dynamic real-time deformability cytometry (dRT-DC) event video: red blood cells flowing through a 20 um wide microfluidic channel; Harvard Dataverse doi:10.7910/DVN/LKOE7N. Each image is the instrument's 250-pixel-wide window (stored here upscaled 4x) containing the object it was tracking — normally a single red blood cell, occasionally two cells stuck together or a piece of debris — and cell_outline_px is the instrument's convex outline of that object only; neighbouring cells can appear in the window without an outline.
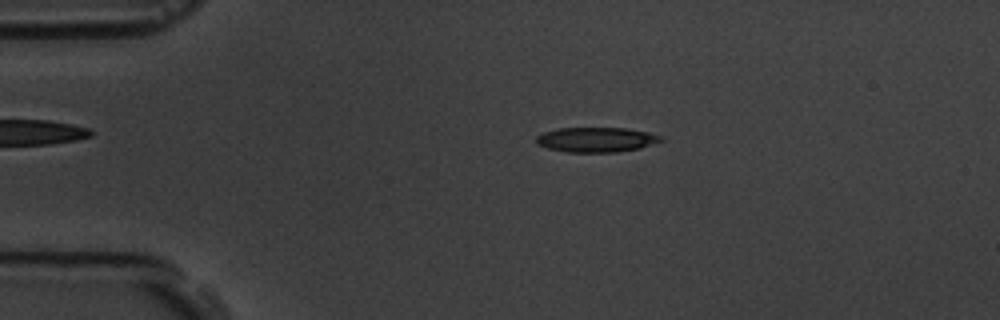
{"species": "common noctule bat (a hibernating species)", "species_latin": "Nyctalus noctula", "temperature_condition": "room temperature", "stored_images_in_passage": 47, "camera_frame_rate_fps": 3000, "um_per_image_px": 0.085, "animal": {"sex": "male", "body_mass_g": 19.5, "forearm_length_mm": 54.6}, "frame": {"image": 1, "passage_image": 3, "time_ms": 0.667, "image_size_px": [1000, 320], "cell_outline_px": [[664, 140], [640, 148], [616, 152], [568, 152], [548, 148], [536, 144], [536, 136], [544, 132], [560, 128], [628, 128], [648, 132], [660, 136]], "centroid_in_image_um": [50.68, 11.87], "position_along_channel_um": 34.3, "area_um2": 17.98}}
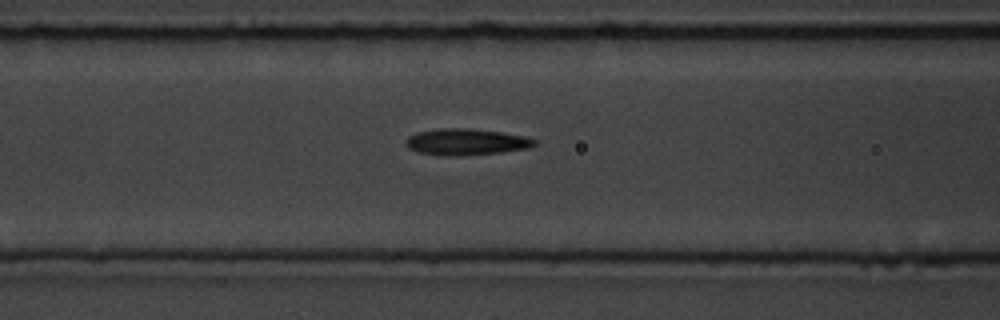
{"frame": {"image": 2, "passage_image": 14, "time_ms": 4.333, "image_size_px": [1000, 320], "cell_outline_px": [[536, 144], [532, 148], [500, 152], [460, 156], [444, 156], [416, 152], [408, 148], [404, 144], [404, 140], [408, 136], [416, 132], [440, 128], [468, 128], [500, 132], [524, 136], [536, 140]], "centroid_in_image_um": [39.57, 12.07], "position_along_channel_um": 127.0, "area_um2": 20.06}}
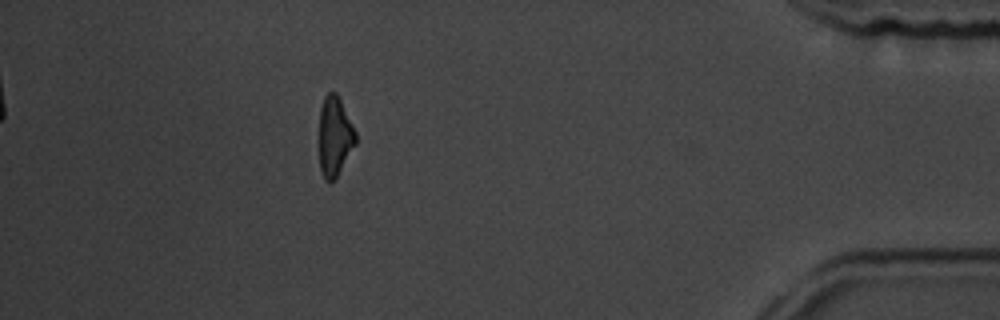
{"frame": {"image": 3, "passage_image": 41, "time_ms": 13.333, "image_size_px": [1000, 320], "cell_outline_px": [[356, 144], [336, 176], [332, 180], [324, 180], [320, 168], [320, 108], [324, 96], [328, 92], [336, 92], [356, 132]], "centroid_in_image_um": [28.45, 11.56], "position_along_channel_um": 406.8, "area_um2": 16.53}, "authors_computed_cell_mechanics": {"area_um2": 18.7272, "velocity_mm_per_s": 3.6825, "shape_relaxation_time_tau1_ms": 3.1563, "shape_relaxation_time_tau2_ms": 4.1817, "deformation_change_tau1": 0.1711, "deformation_change_tau2": 0.1521}}